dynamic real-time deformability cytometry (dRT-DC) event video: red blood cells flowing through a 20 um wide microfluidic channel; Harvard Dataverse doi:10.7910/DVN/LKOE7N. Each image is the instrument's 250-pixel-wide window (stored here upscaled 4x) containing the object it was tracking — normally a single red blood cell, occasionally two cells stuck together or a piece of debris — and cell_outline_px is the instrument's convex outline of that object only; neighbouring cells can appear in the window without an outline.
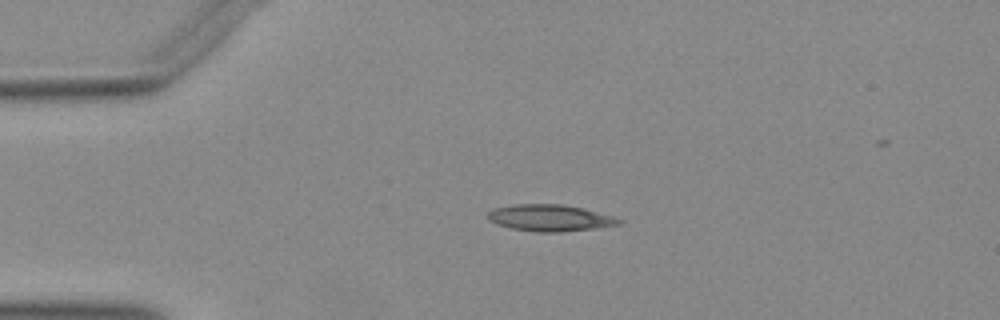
{"species": "Egyptian fruit bat (a non-hibernating species)", "species_latin": "Rousettus aegyptiacus", "temperature_condition": "warm", "stored_images_in_passage": 41, "camera_frame_rate_fps": 3000, "um_per_image_px": 0.085, "animal": {"sex": "female"}, "frame": {"image": 1, "passage_image": 1, "time_ms": 0.0, "image_size_px": [1000, 320], "cell_outline_px": [[624, 220], [620, 224], [596, 228], [560, 232], [536, 232], [512, 228], [496, 224], [488, 220], [488, 212], [492, 208], [512, 204], [560, 204], [584, 208], [616, 216]], "centroid_in_image_um": [46.76, 18.51], "position_along_channel_um": 38.2, "area_um2": 20.58}}
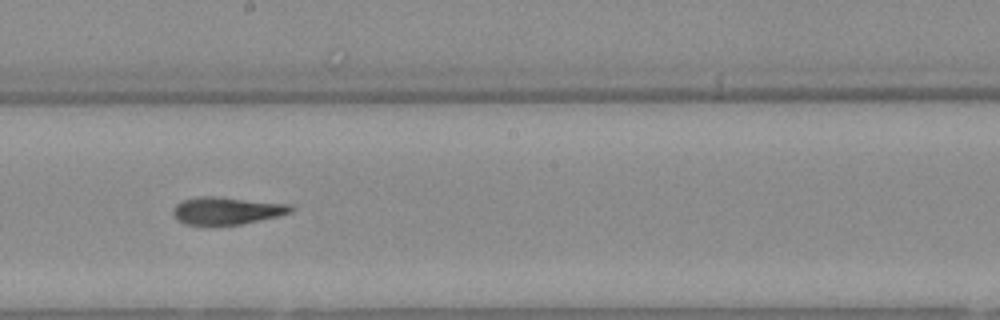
{"frame": {"image": 2, "passage_image": 18, "time_ms": 5.667, "image_size_px": [1000, 320], "cell_outline_px": [[296, 208], [292, 212], [280, 216], [240, 224], [216, 228], [204, 228], [184, 224], [176, 220], [172, 212], [172, 208], [176, 204], [184, 200], [200, 196], [216, 196], [292, 204]], "centroid_in_image_um": [19.24, 17.96], "position_along_channel_um": 229.0, "area_um2": 19.94}}
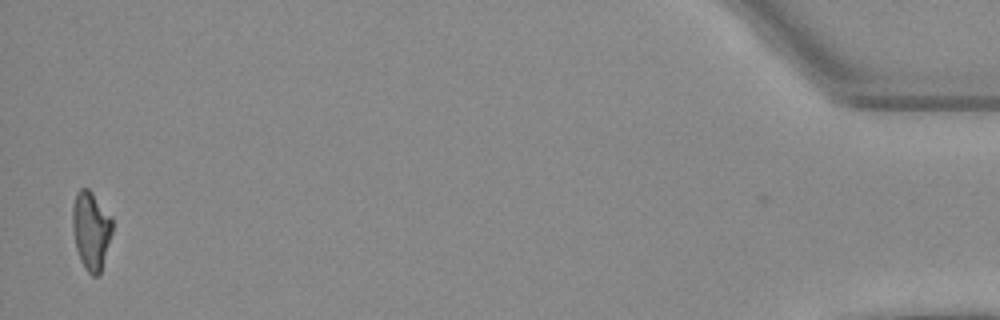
{"frame": {"image": 3, "passage_image": 40, "time_ms": 13.0, "image_size_px": [1000, 320], "cell_outline_px": [[112, 232], [100, 272], [96, 276], [92, 276], [84, 268], [80, 260], [76, 248], [72, 228], [72, 208], [76, 192], [80, 188], [88, 188], [92, 192], [112, 216]], "centroid_in_image_um": [7.72, 19.55], "position_along_channel_um": 427.5, "area_um2": 18.21}}